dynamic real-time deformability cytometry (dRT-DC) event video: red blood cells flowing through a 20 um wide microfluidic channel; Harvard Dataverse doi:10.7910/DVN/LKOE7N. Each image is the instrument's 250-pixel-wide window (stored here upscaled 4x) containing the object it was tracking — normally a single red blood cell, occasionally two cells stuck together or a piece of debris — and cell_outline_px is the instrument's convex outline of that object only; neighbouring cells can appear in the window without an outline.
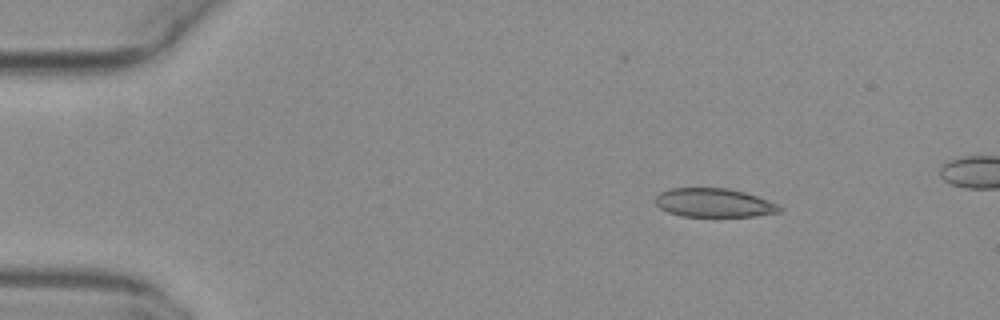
{"species": "common noctule bat (a hibernating species)", "species_latin": "Nyctalus noctula", "temperature_condition": "warm", "stored_images_in_passage": 15, "camera_frame_rate_fps": 3000, "um_per_image_px": 0.085, "animal": {"sex": "female", "body_mass_g": 29.2, "forearm_length_mm": 56.3}, "frame": {"image": 1, "passage_image": 7, "time_ms": 2.0, "image_size_px": [1000, 320], "cell_outline_px": [[784, 208], [780, 212], [756, 216], [680, 216], [668, 212], [660, 208], [656, 204], [656, 196], [660, 192], [672, 188], [724, 188], [744, 192], [756, 196], [776, 204]], "centroid_in_image_um": [60.67, 17.24], "position_along_channel_um": 24.3, "area_um2": 20.63}}